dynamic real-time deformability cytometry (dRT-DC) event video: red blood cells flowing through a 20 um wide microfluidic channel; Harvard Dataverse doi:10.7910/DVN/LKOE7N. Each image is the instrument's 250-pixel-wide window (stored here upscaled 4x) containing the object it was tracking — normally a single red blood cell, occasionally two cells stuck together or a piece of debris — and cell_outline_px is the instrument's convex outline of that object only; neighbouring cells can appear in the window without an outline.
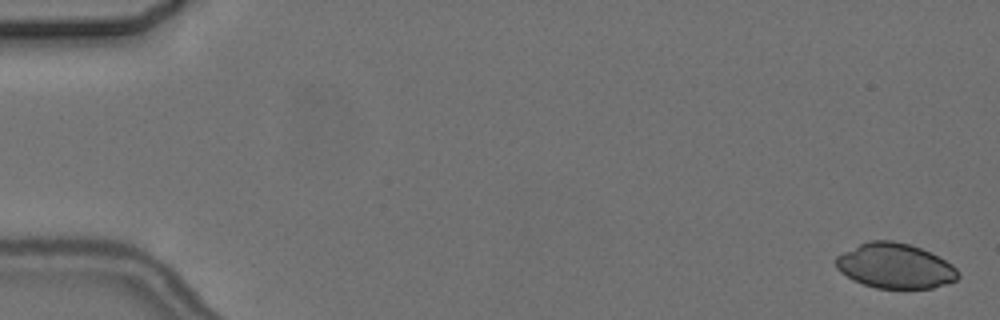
{"species": "common noctule bat (a hibernating species)", "species_latin": "Nyctalus noctula", "temperature_condition": "cold", "stored_images_in_passage": 9, "camera_frame_rate_fps": 3000, "um_per_image_px": 0.085, "animal": {"sex": "female", "body_mass_g": 24.6, "forearm_length_mm": 56.2}, "frame": {"image": 1, "passage_image": 1, "time_ms": 0.0, "image_size_px": [1000, 320], "cell_outline_px": [[960, 276], [956, 280], [932, 288], [876, 288], [852, 280], [840, 272], [836, 268], [836, 256], [868, 240], [892, 240], [908, 244], [920, 248], [952, 264], [960, 272]], "centroid_in_image_um": [76.07, 22.61], "position_along_channel_um": 8.9, "area_um2": 31.85}}